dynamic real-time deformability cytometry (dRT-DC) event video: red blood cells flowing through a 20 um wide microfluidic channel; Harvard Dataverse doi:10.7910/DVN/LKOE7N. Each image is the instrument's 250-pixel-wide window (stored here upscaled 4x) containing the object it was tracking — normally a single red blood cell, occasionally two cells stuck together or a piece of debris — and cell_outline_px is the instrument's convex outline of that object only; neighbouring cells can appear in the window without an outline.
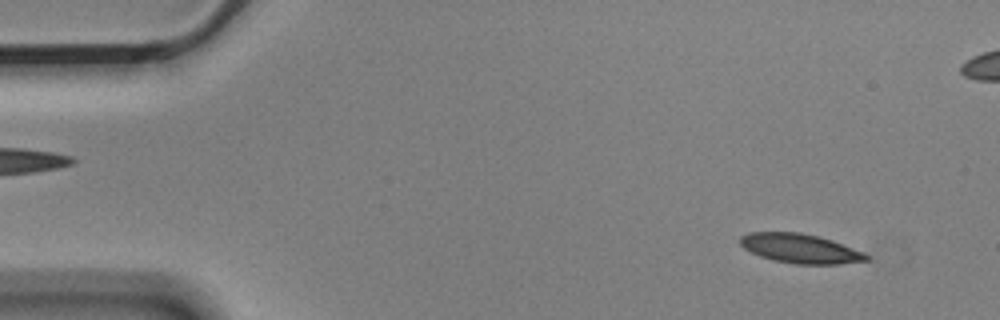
{"species": "Egyptian fruit bat (a non-hibernating species)", "species_latin": "Rousettus aegyptiacus", "temperature_condition": "cold", "stored_images_in_passage": 6, "camera_frame_rate_fps": 3000, "um_per_image_px": 0.085, "animal": {"sex": "male"}, "frame": {"image": 1, "passage_image": 1, "time_ms": 0.0, "image_size_px": [1000, 320], "cell_outline_px": [[868, 260], [840, 264], [796, 264], [772, 260], [760, 256], [744, 248], [740, 244], [740, 236], [748, 232], [800, 232], [820, 236], [832, 240], [864, 252], [868, 256]], "centroid_in_image_um": [68.01, 21.11], "position_along_channel_um": 17.0, "area_um2": 21.62}}
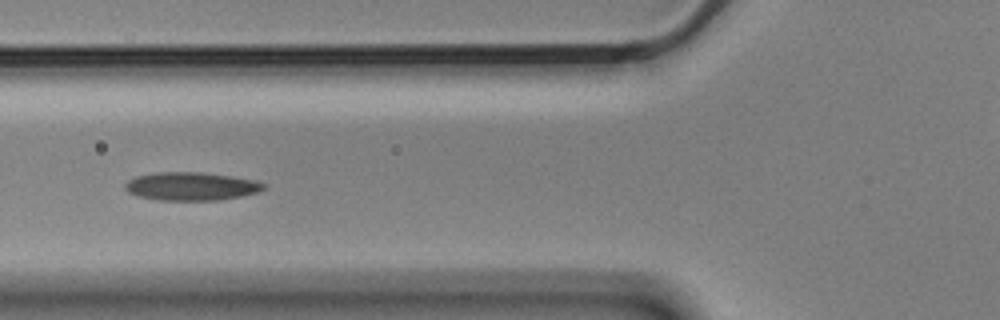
{"frame": {"image": 2, "passage_image": 5, "time_ms": 1.333, "image_size_px": [1000, 320], "cell_outline_px": [[264, 188], [260, 192], [244, 196], [220, 200], [156, 200], [140, 196], [128, 192], [124, 188], [124, 184], [128, 180], [136, 176], [156, 172], [200, 172], [232, 176], [256, 180], [264, 184]], "centroid_in_image_um": [16.26, 15.83], "position_along_channel_um": 109.5, "area_um2": 22.95}}
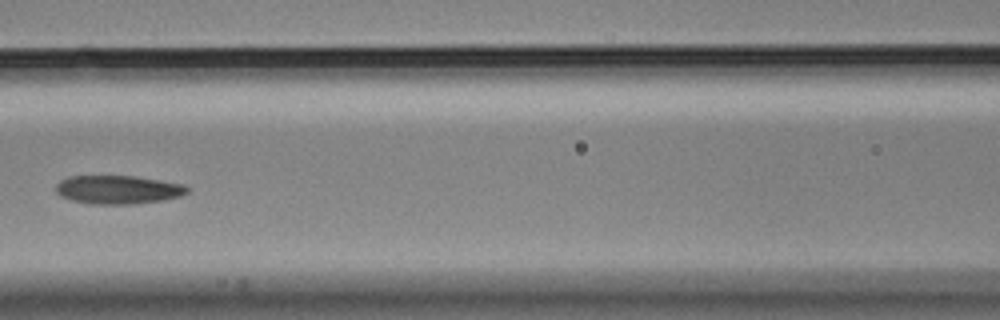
{"frame": {"image": 3, "passage_image": 6, "time_ms": 1.667, "image_size_px": [1000, 320], "cell_outline_px": [[188, 192], [180, 196], [164, 200], [132, 204], [92, 204], [72, 200], [60, 196], [56, 192], [56, 184], [60, 180], [68, 176], [136, 176], [184, 184], [188, 188]], "centroid_in_image_um": [10.02, 16.12], "position_along_channel_um": 156.6, "area_um2": 21.91}}